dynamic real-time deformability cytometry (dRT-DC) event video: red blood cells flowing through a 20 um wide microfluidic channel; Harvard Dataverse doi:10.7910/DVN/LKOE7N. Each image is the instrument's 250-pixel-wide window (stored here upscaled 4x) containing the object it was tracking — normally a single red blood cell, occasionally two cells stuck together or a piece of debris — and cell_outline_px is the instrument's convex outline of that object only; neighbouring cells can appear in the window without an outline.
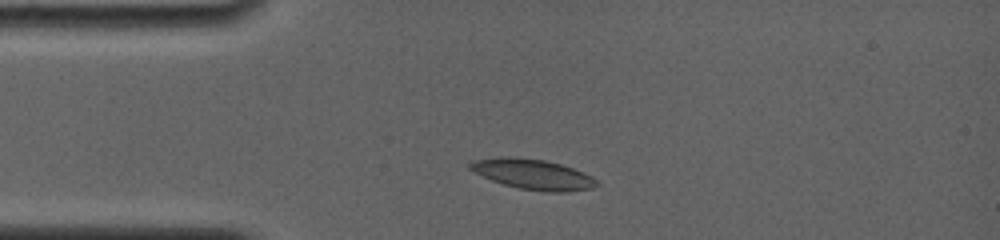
{"species": "common noctule bat (a hibernating species)", "species_latin": "Nyctalus noctula", "temperature_condition": "room temperature", "stored_images_in_passage": 6, "camera_frame_rate_fps": 4000, "um_per_image_px": 0.085, "animal": {"sex": "female", "body_mass_g": 19.0, "forearm_length_mm": 56.7}, "frame": {"image": 1, "passage_image": 4, "time_ms": 1.75, "image_size_px": [1000, 240], "cell_outline_px": [[600, 184], [592, 188], [568, 192], [548, 192], [520, 188], [504, 184], [492, 180], [468, 168], [468, 164], [472, 160], [500, 156], [512, 156], [544, 160], [560, 164], [584, 172], [592, 176]], "centroid_in_image_um": [45.31, 14.8], "position_along_channel_um": 39.7, "area_um2": 22.31}}